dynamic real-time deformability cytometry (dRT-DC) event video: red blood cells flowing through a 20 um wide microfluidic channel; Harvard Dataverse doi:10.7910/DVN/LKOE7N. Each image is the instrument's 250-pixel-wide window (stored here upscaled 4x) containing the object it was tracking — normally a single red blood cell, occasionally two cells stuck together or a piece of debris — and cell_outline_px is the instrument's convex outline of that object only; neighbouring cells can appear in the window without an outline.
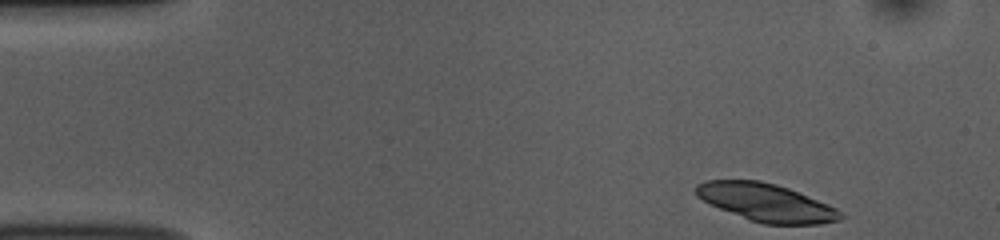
{"species": "common noctule bat (a hibernating species)", "species_latin": "Nyctalus noctula", "temperature_condition": "room temperature", "stored_images_in_passage": 47, "camera_frame_rate_fps": 3000, "um_per_image_px": 0.085, "animal": {"sex": "female", "body_mass_g": 10.0, "forearm_length_mm": 53.1}, "frame": {"image": 1, "passage_image": 1, "time_ms": 0.0, "image_size_px": [1000, 240], "cell_outline_px": [[844, 216], [840, 220], [820, 224], [764, 224], [752, 220], [720, 208], [696, 196], [696, 184], [704, 180], [760, 180], [776, 184], [788, 188], [828, 204], [836, 208]], "centroid_in_image_um": [65.14, 17.2], "position_along_channel_um": 19.9, "area_um2": 31.44}}